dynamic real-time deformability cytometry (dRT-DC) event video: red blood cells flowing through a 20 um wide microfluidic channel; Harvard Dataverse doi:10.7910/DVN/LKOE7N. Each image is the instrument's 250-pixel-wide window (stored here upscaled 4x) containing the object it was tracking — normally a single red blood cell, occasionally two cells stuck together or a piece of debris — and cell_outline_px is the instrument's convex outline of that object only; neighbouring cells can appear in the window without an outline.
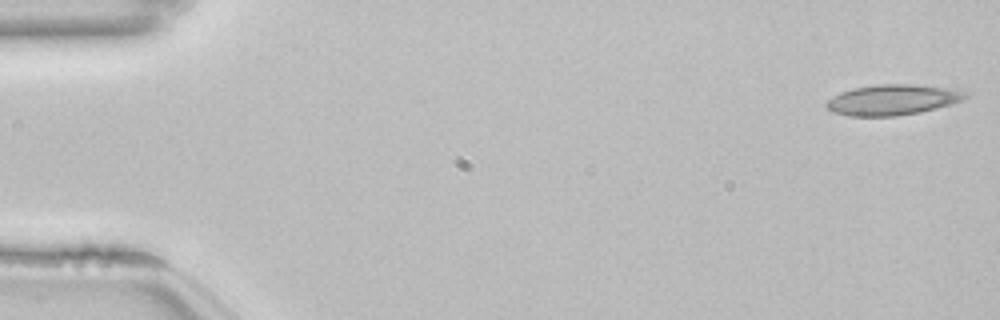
{"species": "common noctule bat (a hibernating species)", "species_latin": "Nyctalus noctula", "temperature_condition": "room temperature", "stored_images_in_passage": 53, "camera_frame_rate_fps": 3000, "um_per_image_px": 0.085, "animal": {"sex": "female", "body_mass_g": 22.7, "forearm_length_mm": 54.2}, "frame": {"image": 1, "passage_image": 1, "time_ms": 0.0, "image_size_px": [1000, 320], "cell_outline_px": [[968, 96], [964, 100], [936, 108], [920, 112], [896, 116], [848, 116], [832, 112], [824, 108], [824, 104], [828, 100], [840, 92], [852, 88], [876, 84], [912, 84], [956, 88], [968, 92]], "centroid_in_image_um": [75.87, 8.47], "position_along_channel_um": 9.1, "area_um2": 25.14}}
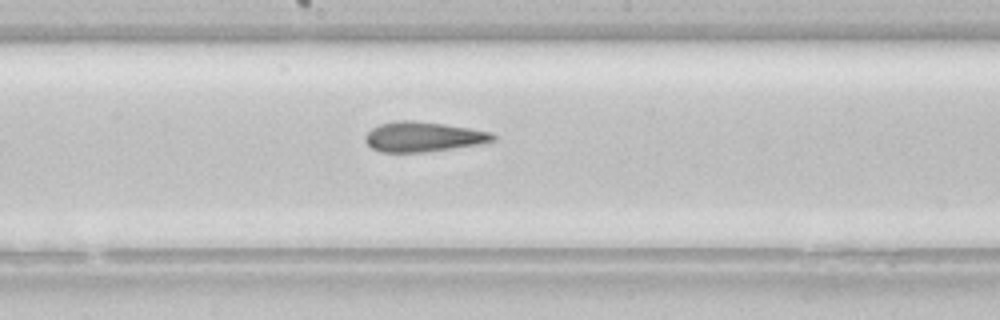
{"frame": {"image": 2, "passage_image": 28, "time_ms": 9.0, "image_size_px": [1000, 320], "cell_outline_px": [[496, 140], [480, 144], [424, 152], [380, 152], [372, 148], [364, 140], [364, 136], [372, 128], [380, 124], [396, 120], [412, 120], [444, 124], [492, 132], [496, 136]], "centroid_in_image_um": [35.96, 11.62], "position_along_channel_um": 212.2, "area_um2": 22.25}}
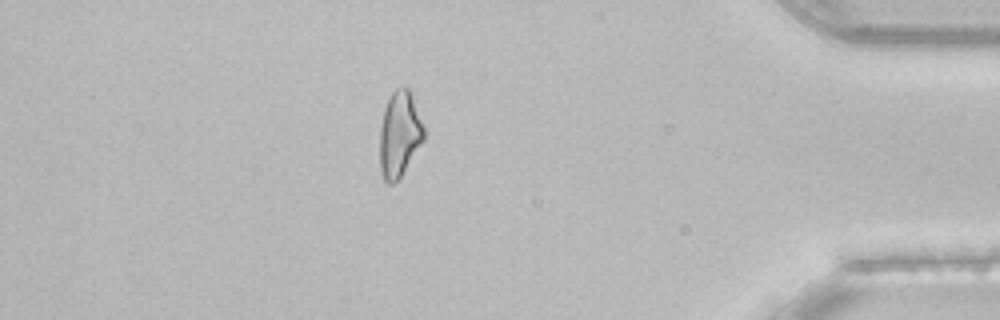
{"frame": {"image": 3, "passage_image": 46, "time_ms": 15.0, "image_size_px": [1000, 320], "cell_outline_px": [[424, 140], [400, 176], [392, 184], [388, 184], [384, 180], [380, 168], [380, 128], [384, 108], [388, 96], [396, 88], [404, 84], [408, 88], [412, 96], [424, 128]], "centroid_in_image_um": [33.94, 11.36], "position_along_channel_um": 401.3, "area_um2": 21.91}, "authors_computed_cell_mechanics": {"area_um2": 23.3512, "velocity_mm_per_s": 3.8526, "shape_relaxation_time_tau1_ms": null, "shape_relaxation_time_tau2_ms": 3.1138, "deformation_change_tau1": null, "deformation_change_tau2": 0.1102}}